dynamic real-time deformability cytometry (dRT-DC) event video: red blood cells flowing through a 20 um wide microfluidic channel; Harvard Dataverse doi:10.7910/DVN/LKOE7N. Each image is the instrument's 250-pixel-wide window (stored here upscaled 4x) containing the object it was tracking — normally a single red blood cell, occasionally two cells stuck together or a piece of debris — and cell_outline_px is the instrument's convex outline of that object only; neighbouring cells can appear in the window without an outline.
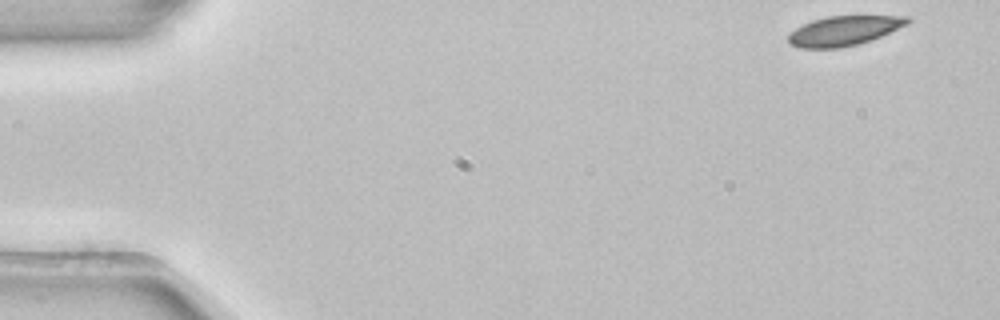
{"species": "common noctule bat (a hibernating species)", "species_latin": "Nyctalus noctula", "temperature_condition": "room temperature", "stored_images_in_passage": 4, "camera_frame_rate_fps": 3000, "um_per_image_px": 0.085, "animal": {"sex": "female", "body_mass_g": 22.7, "forearm_length_mm": 54.2}, "frame": {"image": 1, "passage_image": 1, "time_ms": 0.0, "image_size_px": [1000, 320], "cell_outline_px": [[912, 20], [908, 24], [872, 40], [840, 48], [800, 48], [788, 44], [788, 36], [796, 28], [812, 20], [828, 16], [908, 16]], "centroid_in_image_um": [71.74, 2.61], "position_along_channel_um": 13.3, "area_um2": 20.52}}
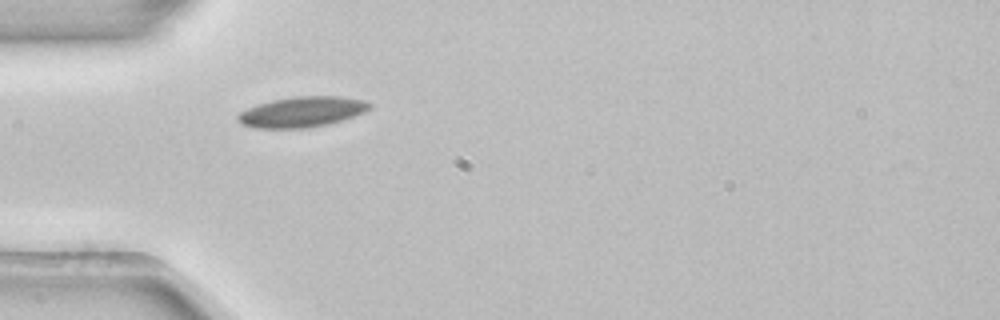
{"frame": {"image": 2, "passage_image": 4, "time_ms": 1.0, "image_size_px": [1000, 320], "cell_outline_px": [[372, 108], [364, 112], [328, 124], [308, 128], [252, 128], [240, 124], [236, 120], [236, 116], [240, 112], [248, 108], [272, 100], [296, 96], [344, 96], [368, 100], [372, 104]], "centroid_in_image_um": [25.68, 9.51], "position_along_channel_um": 59.3, "area_um2": 23.58}}